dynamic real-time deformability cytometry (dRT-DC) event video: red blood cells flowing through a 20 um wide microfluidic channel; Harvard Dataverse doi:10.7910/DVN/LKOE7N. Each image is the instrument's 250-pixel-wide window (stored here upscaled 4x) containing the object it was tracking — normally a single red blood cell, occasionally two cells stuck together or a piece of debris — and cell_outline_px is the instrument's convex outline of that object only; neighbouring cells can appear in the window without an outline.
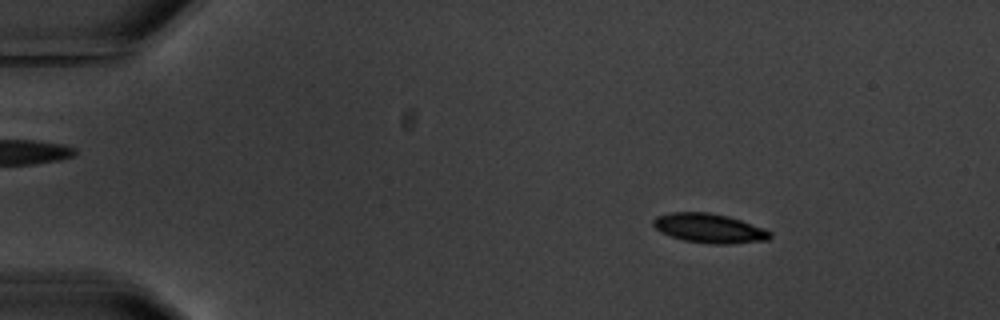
{"species": "common noctule bat (a hibernating species)", "species_latin": "Nyctalus noctula", "temperature_condition": "warm", "stored_images_in_passage": 9, "camera_frame_rate_fps": 3000, "um_per_image_px": 0.085, "animal": {"sex": "male", "body_mass_g": 20.1, "forearm_length_mm": 53.5}, "frame": {"image": 1, "passage_image": 1, "time_ms": 0.0, "image_size_px": [1000, 320], "cell_outline_px": [[772, 236], [768, 240], [732, 244], [712, 244], [684, 240], [660, 232], [652, 224], [652, 220], [656, 216], [672, 212], [708, 212], [728, 216], [764, 228], [772, 232]], "centroid_in_image_um": [60.3, 19.4], "position_along_channel_um": 24.7, "area_um2": 20.0}}
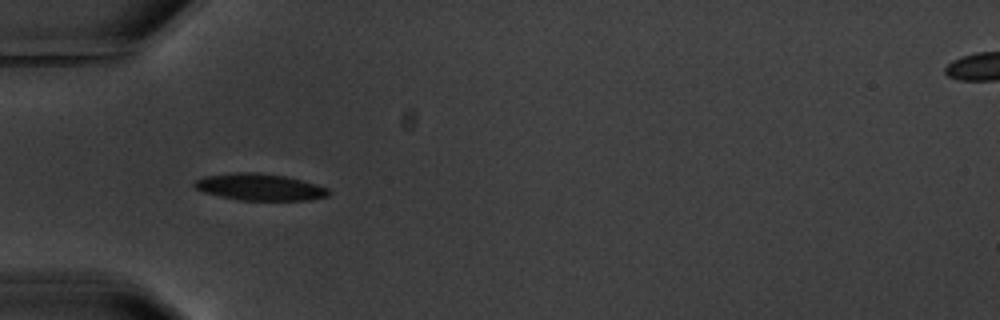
{"frame": {"image": 2, "passage_image": 4, "time_ms": 3.333, "image_size_px": [1000, 320], "cell_outline_px": [[328, 196], [308, 200], [240, 200], [220, 196], [204, 192], [196, 188], [192, 184], [196, 180], [204, 176], [236, 172], [260, 172], [284, 176], [316, 184], [328, 188]], "centroid_in_image_um": [22.05, 15.89], "position_along_channel_um": 62.9, "area_um2": 20.75}}